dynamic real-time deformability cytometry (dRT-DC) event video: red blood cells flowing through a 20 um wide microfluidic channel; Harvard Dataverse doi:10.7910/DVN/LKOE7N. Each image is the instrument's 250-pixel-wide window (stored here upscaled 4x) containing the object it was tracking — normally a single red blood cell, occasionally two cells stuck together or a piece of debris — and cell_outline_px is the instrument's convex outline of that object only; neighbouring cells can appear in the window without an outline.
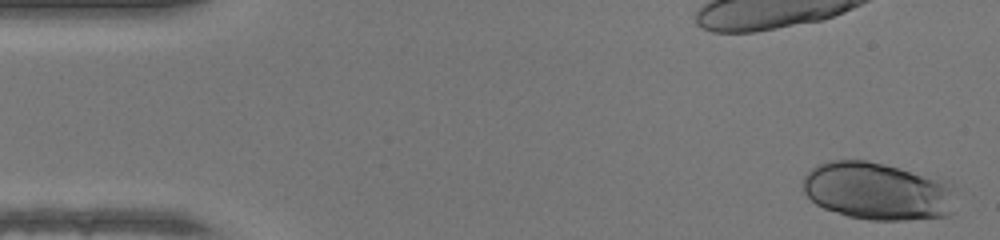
{"species": "human", "species_latin": "Homo sapiens", "temperature_condition": "warm", "stored_images_in_passage": 47, "camera_frame_rate_fps": 3000, "um_per_image_px": 0.085, "donor": {"sex": "female"}, "frame": {"image": 1, "passage_image": 1, "time_ms": 0.0, "image_size_px": [1000, 240], "cell_outline_px": [[952, 212], [948, 216], [904, 220], [868, 220], [848, 216], [824, 208], [816, 204], [804, 192], [804, 176], [816, 164], [832, 160], [868, 160], [952, 180]], "centroid_in_image_um": [74.62, 16.23], "position_along_channel_um": 10.4, "area_um2": 51.79}}
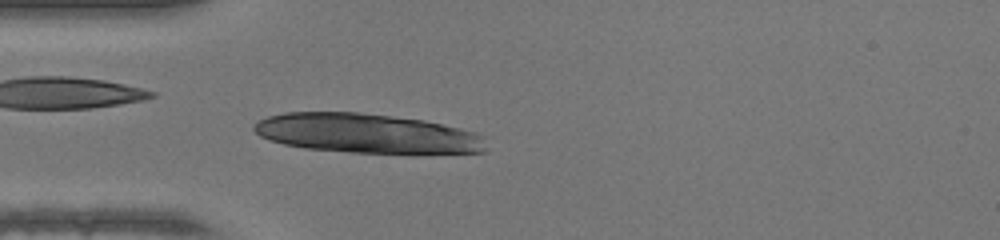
{"frame": {"image": 2, "passage_image": 13, "time_ms": 4.0, "image_size_px": [1000, 240], "cell_outline_px": [[484, 152], [348, 152], [304, 148], [284, 144], [268, 140], [260, 136], [252, 128], [260, 120], [268, 116], [284, 112], [360, 112], [424, 120], [460, 128], [476, 132], [484, 136]], "centroid_in_image_um": [31.12, 11.32], "position_along_channel_um": 53.9, "area_um2": 52.83}}
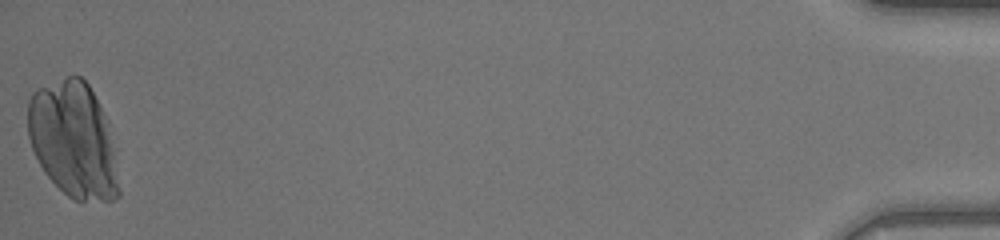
{"frame": {"image": 3, "passage_image": 47, "time_ms": 15.333, "image_size_px": [1000, 240], "cell_outline_px": [[120, 196], [112, 200], [72, 200], [44, 172], [32, 148], [28, 136], [28, 100], [32, 92], [36, 88], [68, 76], [80, 76], [88, 84], [108, 120], [120, 188]], "centroid_in_image_um": [6.23, 11.88], "position_along_channel_um": 429.0, "area_um2": 61.21}}